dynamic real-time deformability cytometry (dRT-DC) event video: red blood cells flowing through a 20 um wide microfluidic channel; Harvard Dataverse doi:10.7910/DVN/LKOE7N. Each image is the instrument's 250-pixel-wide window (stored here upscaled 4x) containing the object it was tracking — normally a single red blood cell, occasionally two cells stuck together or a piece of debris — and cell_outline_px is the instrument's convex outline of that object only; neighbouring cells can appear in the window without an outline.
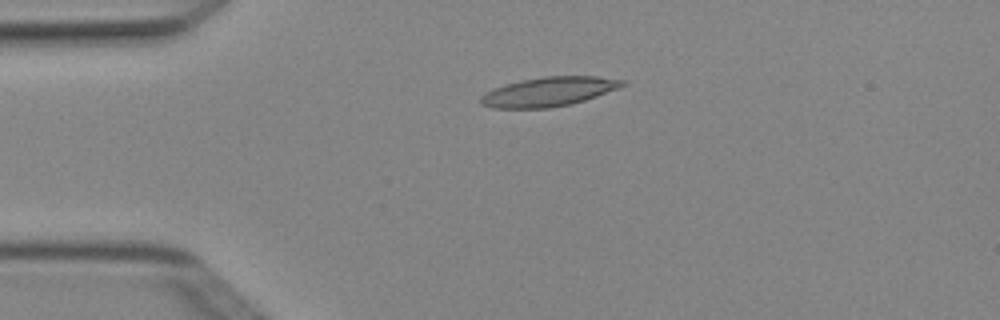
{"species": "Egyptian fruit bat (a non-hibernating species)", "species_latin": "Rousettus aegyptiacus", "temperature_condition": "cold", "stored_images_in_passage": 8, "camera_frame_rate_fps": 3000, "um_per_image_px": 0.085, "animal": {"sex": "female"}, "frame": {"image": 1, "passage_image": 4, "time_ms": 1.0, "image_size_px": [1000, 320], "cell_outline_px": [[624, 84], [620, 88], [584, 100], [568, 104], [548, 108], [492, 108], [480, 104], [480, 96], [484, 92], [520, 80], [544, 76], [596, 76], [624, 80]], "centroid_in_image_um": [46.62, 7.79], "position_along_channel_um": 38.4, "area_um2": 23.99}}
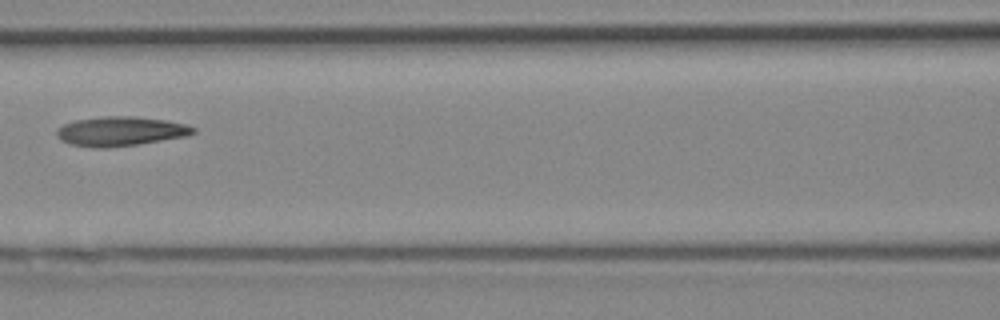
{"frame": {"image": 2, "passage_image": 7, "time_ms": 2.0, "image_size_px": [1000, 320], "cell_outline_px": [[196, 132], [184, 136], [136, 144], [108, 148], [92, 148], [68, 144], [60, 140], [56, 136], [56, 128], [64, 124], [76, 120], [108, 116], [136, 116], [164, 120], [188, 124], [196, 128]], "centroid_in_image_um": [10.19, 11.16], "position_along_channel_um": 156.4, "area_um2": 23.41}}
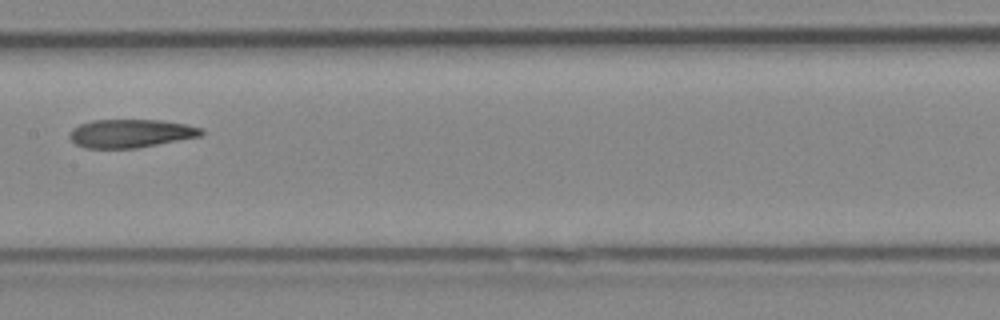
{"frame": {"image": 3, "passage_image": 8, "time_ms": 2.333, "image_size_px": [1000, 320], "cell_outline_px": [[204, 132], [200, 136], [136, 148], [84, 148], [76, 144], [68, 136], [72, 128], [80, 124], [92, 120], [160, 120], [188, 124], [204, 128]], "centroid_in_image_um": [11.11, 11.33], "position_along_channel_um": 196.3, "area_um2": 21.79}}